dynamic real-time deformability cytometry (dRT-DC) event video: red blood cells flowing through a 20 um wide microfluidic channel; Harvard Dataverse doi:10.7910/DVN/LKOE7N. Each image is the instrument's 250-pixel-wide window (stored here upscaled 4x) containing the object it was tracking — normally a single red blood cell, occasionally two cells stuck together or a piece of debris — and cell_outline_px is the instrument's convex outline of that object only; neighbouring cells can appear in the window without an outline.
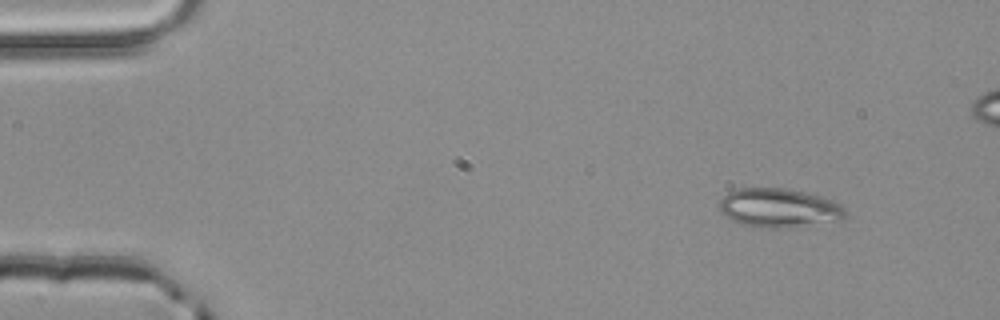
{"species": "common noctule bat (a hibernating species)", "species_latin": "Nyctalus noctula", "temperature_condition": "room temperature", "stored_images_in_passage": 2, "camera_frame_rate_fps": 3000, "um_per_image_px": 0.085, "animal": {"sex": "male", "body_mass_g": 20.4}, "frame": {"image": 1, "passage_image": 1, "time_ms": 0.0, "image_size_px": [1000, 320], "cell_outline_px": [[844, 216], [840, 220], [776, 228], [760, 228], [744, 224], [732, 220], [720, 212], [720, 200], [728, 192], [736, 188], [784, 188], [804, 192], [832, 200], [840, 204], [844, 208]], "centroid_in_image_um": [66.16, 17.66], "position_along_channel_um": 18.8, "area_um2": 28.09}}